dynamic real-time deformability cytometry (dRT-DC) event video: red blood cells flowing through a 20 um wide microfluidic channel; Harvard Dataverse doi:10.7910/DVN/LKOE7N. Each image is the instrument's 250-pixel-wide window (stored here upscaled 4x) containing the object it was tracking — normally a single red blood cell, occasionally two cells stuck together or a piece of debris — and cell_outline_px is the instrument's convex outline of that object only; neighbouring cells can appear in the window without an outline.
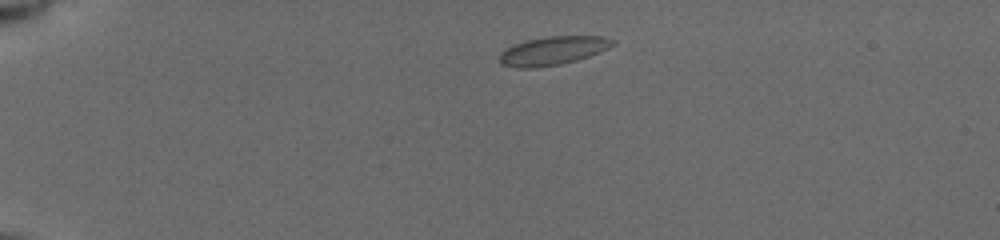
{"species": "common noctule bat (a hibernating species)", "species_latin": "Nyctalus noctula", "temperature_condition": "cold", "stored_images_in_passage": 44, "camera_frame_rate_fps": 3000, "um_per_image_px": 0.085, "animal": {"sex": "female", "body_mass_g": 19.5, "forearm_length_mm": 54.1}, "frame": {"image": 1, "passage_image": 1, "time_ms": 0.0, "image_size_px": [1000, 240], "cell_outline_px": [[616, 44], [600, 52], [576, 60], [560, 64], [532, 68], [516, 68], [500, 64], [500, 52], [516, 44], [528, 40], [548, 36], [604, 36], [616, 40]], "centroid_in_image_um": [47.03, 4.31], "position_along_channel_um": 38.0, "area_um2": 18.73}}
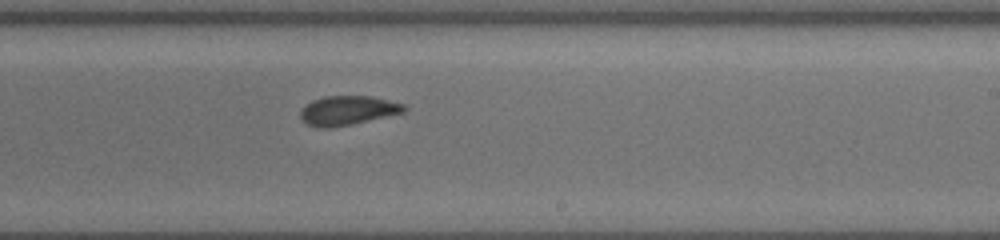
{"frame": {"image": 2, "passage_image": 25, "time_ms": 7.333, "image_size_px": [1000, 240], "cell_outline_px": [[408, 108], [404, 112], [348, 124], [328, 128], [324, 128], [308, 124], [300, 120], [300, 112], [312, 100], [324, 96], [368, 96], [388, 100], [404, 104]], "centroid_in_image_um": [29.54, 9.37], "position_along_channel_um": 259.5, "area_um2": 17.22}}
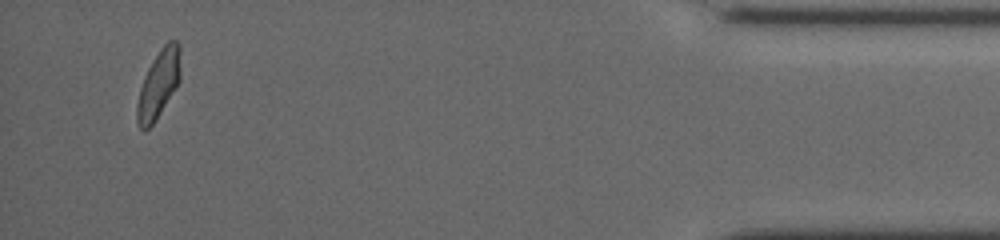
{"frame": {"image": 3, "passage_image": 43, "time_ms": 13.0, "image_size_px": [1000, 240], "cell_outline_px": [[180, 80], [156, 120], [144, 132], [140, 128], [136, 120], [136, 104], [140, 88], [144, 76], [152, 60], [160, 48], [168, 40], [176, 40], [180, 44]], "centroid_in_image_um": [13.47, 7.14], "position_along_channel_um": 421.7, "area_um2": 17.34}}